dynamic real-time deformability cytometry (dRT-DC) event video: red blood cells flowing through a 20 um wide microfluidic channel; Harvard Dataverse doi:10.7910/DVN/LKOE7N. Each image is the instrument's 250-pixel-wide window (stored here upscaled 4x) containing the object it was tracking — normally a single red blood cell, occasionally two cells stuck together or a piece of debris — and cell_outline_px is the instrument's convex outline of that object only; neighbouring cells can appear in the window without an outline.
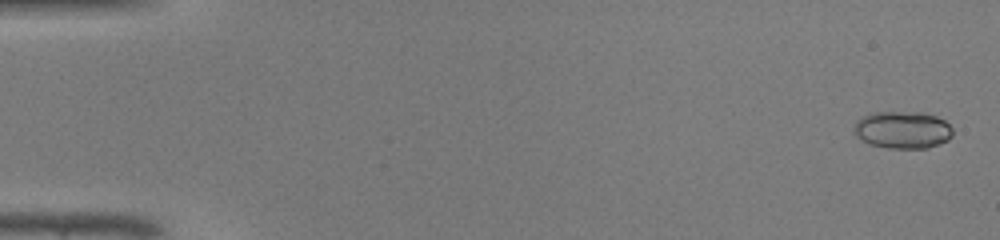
{"species": "common noctule bat (a hibernating species)", "species_latin": "Nyctalus noctula", "temperature_condition": "warm", "stored_images_in_passage": 47, "camera_frame_rate_fps": 3000, "um_per_image_px": 0.085, "animal": {"sex": "male", "body_mass_g": 19.0, "forearm_length_mm": 50.8}, "frame": {"image": 1, "passage_image": 2, "time_ms": 0.333, "image_size_px": [1000, 240], "cell_outline_px": [[952, 136], [948, 140], [928, 148], [888, 148], [868, 144], [860, 140], [852, 132], [856, 120], [872, 112], [924, 112], [936, 116], [944, 120], [952, 128]], "centroid_in_image_um": [76.69, 11.04], "position_along_channel_um": 8.3, "area_um2": 21.73}}
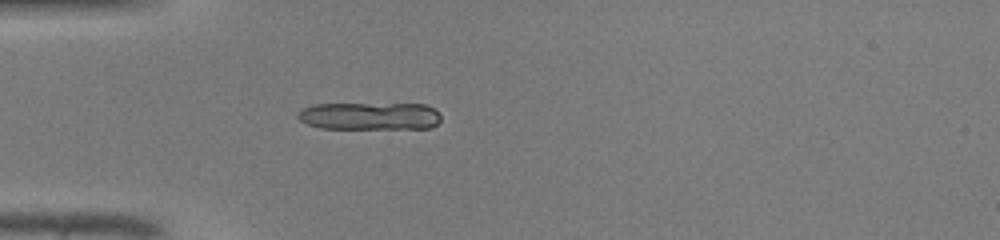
{"frame": {"image": 2, "passage_image": 15, "time_ms": 4.667, "image_size_px": [1000, 240], "cell_outline_px": [[440, 120], [432, 128], [320, 128], [308, 124], [300, 120], [296, 116], [296, 112], [300, 108], [312, 104], [424, 104], [432, 108], [440, 116]], "centroid_in_image_um": [31.36, 9.86], "position_along_channel_um": 53.6, "area_um2": 23.0}}
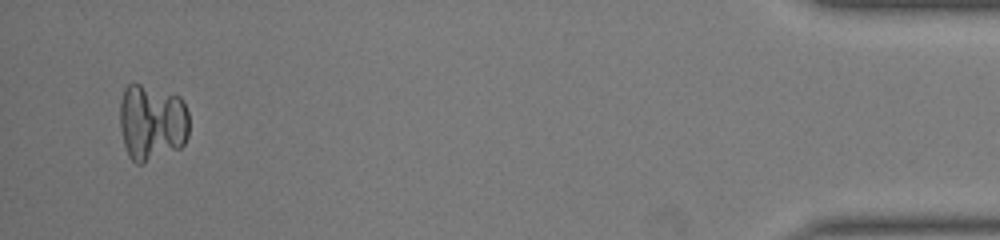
{"frame": {"image": 3, "passage_image": 46, "time_ms": 15.0, "image_size_px": [1000, 240], "cell_outline_px": [[188, 136], [184, 144], [180, 148], [144, 164], [136, 164], [128, 156], [124, 144], [120, 128], [120, 100], [124, 88], [128, 84], [140, 84], [180, 96], [188, 112]], "centroid_in_image_um": [12.9, 10.43], "position_along_channel_um": 422.3, "area_um2": 31.33}, "authors_computed_cell_mechanics": {"area_um2": 20.4034, "velocity_mm_per_s": 4.3917, "shape_relaxation_time_tau1_ms": 3.739, "shape_relaxation_time_tau2_ms": null, "deformation_change_tau1": 0.1012, "deformation_change_tau2": null}}